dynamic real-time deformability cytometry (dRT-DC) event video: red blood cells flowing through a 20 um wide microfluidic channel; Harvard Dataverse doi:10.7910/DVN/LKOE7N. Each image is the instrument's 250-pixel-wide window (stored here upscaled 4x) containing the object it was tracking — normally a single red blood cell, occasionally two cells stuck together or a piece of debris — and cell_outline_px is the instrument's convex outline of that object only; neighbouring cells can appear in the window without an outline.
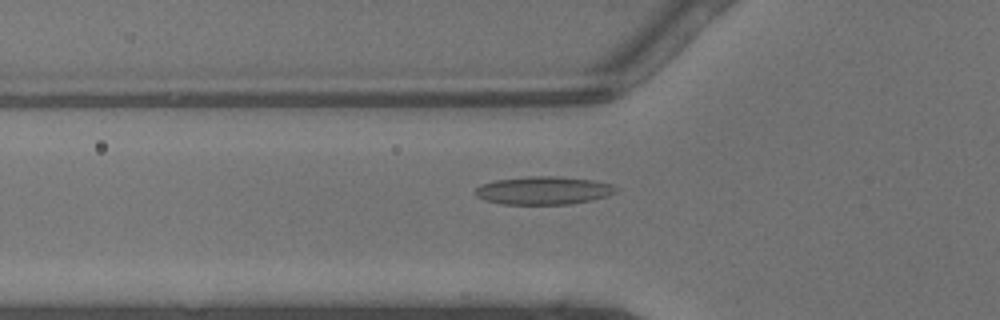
{"species": "common noctule bat (a hibernating species)", "species_latin": "Nyctalus noctula", "temperature_condition": "warm", "stored_images_in_passage": 37, "camera_frame_rate_fps": 3000, "um_per_image_px": 0.085, "animal": {"sex": "male", "body_mass_g": 13.3}, "frame": {"image": 1, "passage_image": 7, "time_ms": 2.0, "image_size_px": [1000, 320], "cell_outline_px": [[620, 188], [616, 192], [608, 196], [592, 200], [568, 204], [500, 204], [484, 200], [476, 196], [476, 188], [480, 184], [496, 180], [528, 176], [556, 176], [592, 180], [612, 184]], "centroid_in_image_um": [46.21, 16.19], "position_along_channel_um": 79.6, "area_um2": 23.12}}
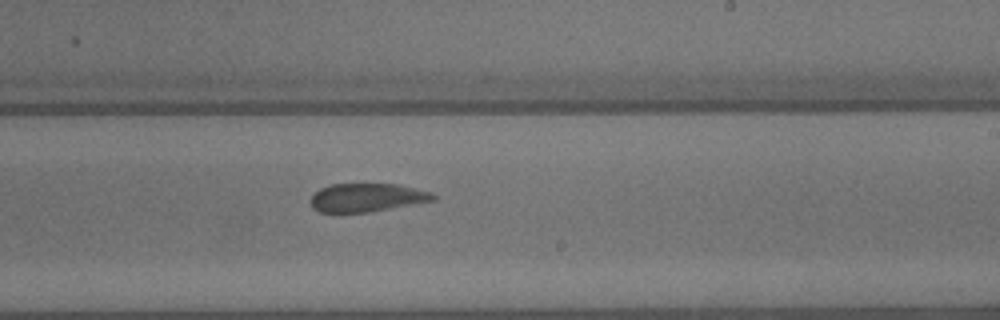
{"frame": {"image": 2, "passage_image": 19, "time_ms": 6.0, "image_size_px": [1000, 320], "cell_outline_px": [[436, 200], [368, 212], [320, 212], [312, 208], [312, 196], [320, 188], [332, 184], [396, 184], [432, 192], [436, 196]], "centroid_in_image_um": [31.2, 16.79], "position_along_channel_um": 257.8, "area_um2": 20.06}}
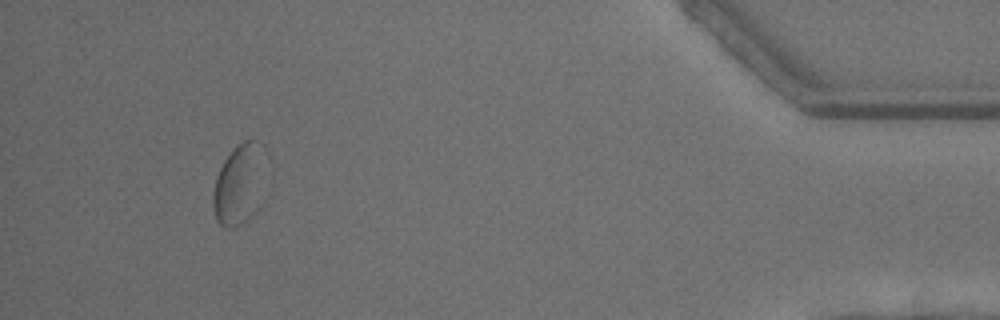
{"frame": {"image": 3, "passage_image": 34, "time_ms": 11.0, "image_size_px": [1000, 320], "cell_outline_px": [[264, 200], [256, 212], [240, 224], [232, 228], [220, 224], [216, 220], [212, 208], [212, 192], [216, 176], [224, 160], [232, 148], [236, 144], [244, 140], [252, 140]], "centroid_in_image_um": [20.18, 15.86], "position_along_channel_um": 415.0, "area_um2": 23.18}, "authors_computed_cell_mechanics": {"area_um2": 21.2704, "velocity_mm_per_s": 4.4434, "shape_relaxation_time_tau1_ms": 4.6075, "shape_relaxation_time_tau2_ms": 1.2496, "deformation_change_tau1": 0.136, "deformation_change_tau2": 0.0847}}